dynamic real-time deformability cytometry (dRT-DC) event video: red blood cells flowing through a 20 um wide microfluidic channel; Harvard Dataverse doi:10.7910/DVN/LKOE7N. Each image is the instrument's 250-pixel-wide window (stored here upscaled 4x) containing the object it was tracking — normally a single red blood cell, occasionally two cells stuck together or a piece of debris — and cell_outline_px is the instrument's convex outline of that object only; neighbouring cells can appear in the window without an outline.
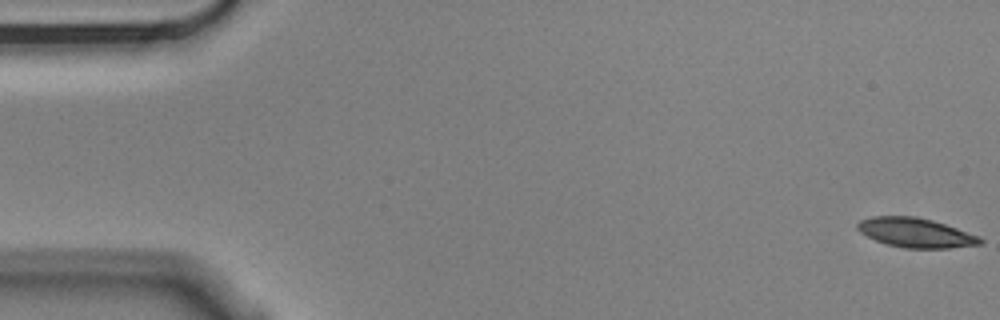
{"species": "Egyptian fruit bat (a non-hibernating species)", "species_latin": "Rousettus aegyptiacus", "temperature_condition": "cold", "stored_images_in_passage": 8, "camera_frame_rate_fps": 3000, "um_per_image_px": 0.085, "animal": {"sex": "male"}, "frame": {"image": 1, "passage_image": 1, "time_ms": 0.0, "image_size_px": [1000, 320], "cell_outline_px": [[984, 244], [948, 248], [908, 248], [888, 244], [876, 240], [860, 232], [856, 228], [856, 224], [860, 220], [872, 216], [916, 216], [932, 220], [980, 236], [984, 240]], "centroid_in_image_um": [77.85, 19.77], "position_along_channel_um": 7.2, "area_um2": 20.98}}
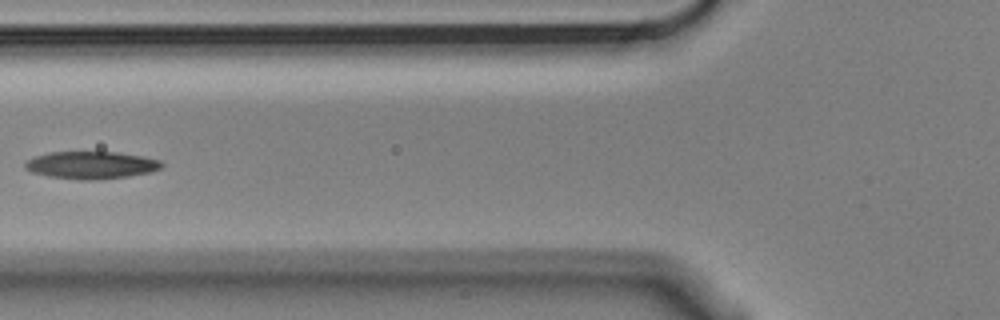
{"frame": {"image": 2, "passage_image": 7, "time_ms": 2.0, "image_size_px": [1000, 320], "cell_outline_px": [[164, 164], [160, 168], [148, 172], [128, 176], [96, 180], [80, 180], [48, 176], [32, 172], [24, 168], [24, 164], [28, 160], [36, 156], [52, 152], [116, 152], [140, 156], [160, 160]], "centroid_in_image_um": [7.73, 14.04], "position_along_channel_um": 118.1, "area_um2": 21.62}}
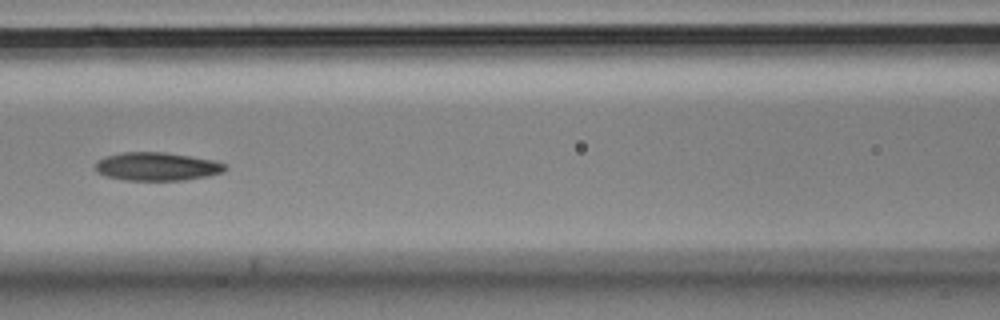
{"frame": {"image": 3, "passage_image": 8, "time_ms": 2.333, "image_size_px": [1000, 320], "cell_outline_px": [[228, 168], [224, 172], [208, 176], [184, 180], [124, 180], [104, 176], [96, 172], [96, 160], [108, 156], [124, 152], [164, 152], [216, 160], [228, 164]], "centroid_in_image_um": [13.38, 14.15], "position_along_channel_um": 153.2, "area_um2": 21.62}}